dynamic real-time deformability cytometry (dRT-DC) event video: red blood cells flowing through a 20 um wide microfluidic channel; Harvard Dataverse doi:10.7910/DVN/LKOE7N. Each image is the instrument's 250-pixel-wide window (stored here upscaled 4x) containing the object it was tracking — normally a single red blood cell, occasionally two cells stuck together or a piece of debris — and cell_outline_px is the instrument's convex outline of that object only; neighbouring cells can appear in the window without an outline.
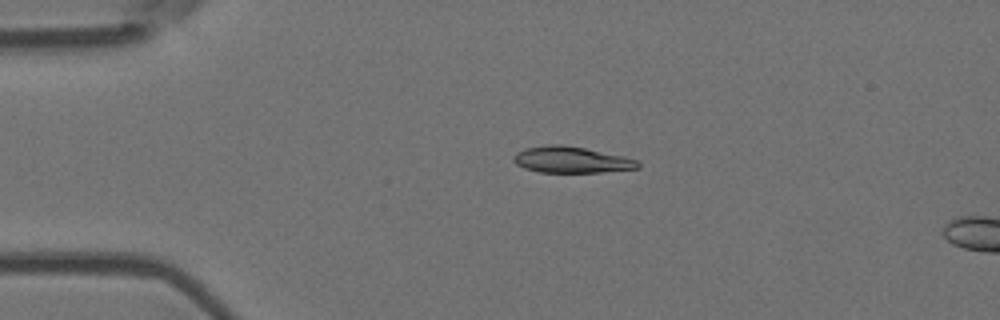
{"species": "Egyptian fruit bat (a non-hibernating species)", "species_latin": "Rousettus aegyptiacus", "temperature_condition": "room temperature", "stored_images_in_passage": 4, "camera_frame_rate_fps": 3000, "um_per_image_px": 0.085, "animal": {"sex": "female"}, "frame": {"image": 1, "passage_image": 3, "time_ms": 0.667, "image_size_px": [1000, 320], "cell_outline_px": [[640, 168], [600, 172], [540, 172], [524, 168], [516, 164], [512, 160], [512, 156], [516, 152], [524, 148], [548, 144], [564, 144], [624, 156], [636, 160], [640, 164]], "centroid_in_image_um": [48.52, 13.57], "position_along_channel_um": 36.5, "area_um2": 19.13}}